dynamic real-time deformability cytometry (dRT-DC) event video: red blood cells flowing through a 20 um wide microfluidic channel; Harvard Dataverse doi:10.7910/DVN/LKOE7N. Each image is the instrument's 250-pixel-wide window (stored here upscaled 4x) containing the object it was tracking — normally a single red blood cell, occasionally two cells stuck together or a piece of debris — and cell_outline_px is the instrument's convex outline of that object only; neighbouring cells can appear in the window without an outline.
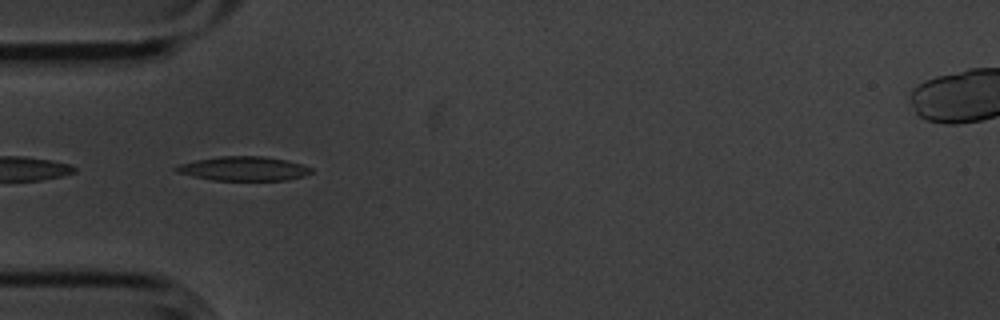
{"species": "common noctule bat (a hibernating species)", "species_latin": "Nyctalus noctula", "temperature_condition": "cold", "stored_images_in_passage": 6, "camera_frame_rate_fps": 3000, "um_per_image_px": 0.085, "animal": {"sex": "male", "body_mass_g": 20.1, "forearm_length_mm": 53.5}, "frame": {"image": 1, "passage_image": 6, "time_ms": 1.667, "image_size_px": [1000, 320], "cell_outline_px": [[312, 172], [304, 176], [288, 180], [212, 180], [192, 176], [176, 172], [172, 168], [180, 164], [196, 160], [220, 156], [264, 156], [288, 160], [312, 168]], "centroid_in_image_um": [20.7, 14.33], "position_along_channel_um": 64.3, "area_um2": 19.07}}